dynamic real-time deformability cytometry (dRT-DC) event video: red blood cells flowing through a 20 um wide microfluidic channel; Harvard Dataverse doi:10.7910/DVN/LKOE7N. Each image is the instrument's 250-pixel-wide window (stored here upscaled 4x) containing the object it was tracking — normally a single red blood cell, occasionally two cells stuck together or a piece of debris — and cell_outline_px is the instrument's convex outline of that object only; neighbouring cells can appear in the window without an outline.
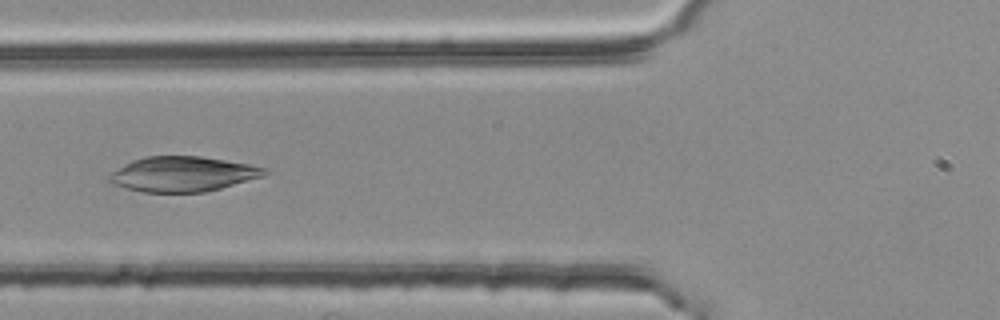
{"species": "common noctule bat (a hibernating species)", "species_latin": "Nyctalus noctula", "temperature_condition": "room temperature", "stored_images_in_passage": 4, "camera_frame_rate_fps": 3000, "um_per_image_px": 0.085, "animal": {"sex": "female", "body_mass_g": 25.1}, "frame": {"image": 1, "passage_image": 4, "time_ms": 1.0, "image_size_px": [1000, 320], "cell_outline_px": [[272, 172], [264, 176], [220, 188], [204, 192], [140, 192], [116, 184], [108, 180], [108, 176], [112, 172], [132, 160], [144, 156], [200, 156], [248, 164], [268, 168]], "centroid_in_image_um": [15.58, 14.79], "position_along_channel_um": 110.2, "area_um2": 31.56}}